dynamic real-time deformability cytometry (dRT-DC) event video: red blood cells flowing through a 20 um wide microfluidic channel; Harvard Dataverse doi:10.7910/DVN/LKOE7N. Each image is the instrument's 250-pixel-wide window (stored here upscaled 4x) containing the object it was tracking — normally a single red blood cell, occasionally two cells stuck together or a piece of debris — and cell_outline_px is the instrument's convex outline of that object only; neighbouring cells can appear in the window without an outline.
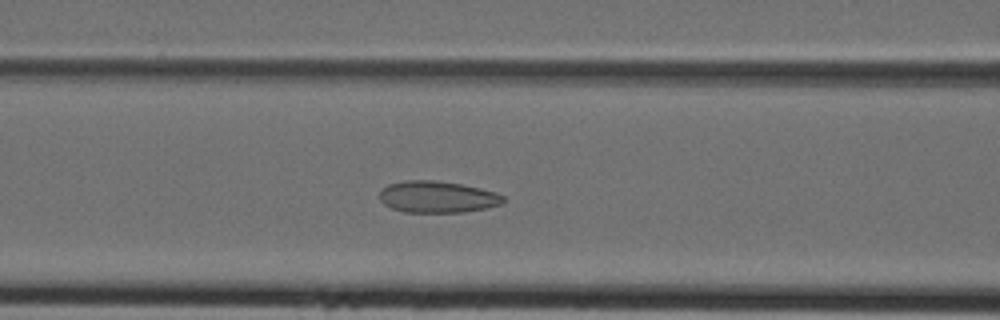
{"species": "Egyptian fruit bat (a non-hibernating species)", "species_latin": "Rousettus aegyptiacus", "temperature_condition": "cold", "stored_images_in_passage": 43, "camera_frame_rate_fps": 3000, "um_per_image_px": 0.085, "animal": {"sex": "female"}, "frame": {"image": 1, "passage_image": 18, "time_ms": 5.667, "image_size_px": [1000, 320], "cell_outline_px": [[504, 200], [500, 204], [484, 208], [464, 212], [404, 212], [392, 208], [384, 204], [380, 200], [380, 192], [388, 184], [404, 180], [432, 180], [460, 184], [480, 188], [496, 192], [504, 196]], "centroid_in_image_um": [37.16, 16.73], "position_along_channel_um": 129.4, "area_um2": 22.66}}
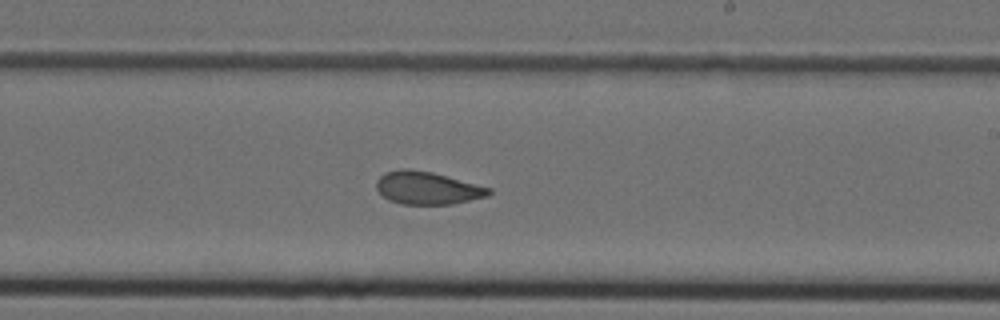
{"frame": {"image": 2, "passage_image": 26, "time_ms": 8.333, "image_size_px": [1000, 320], "cell_outline_px": [[492, 192], [488, 196], [452, 204], [400, 204], [388, 200], [376, 188], [376, 180], [384, 172], [400, 168], [408, 168], [432, 172], [492, 188]], "centroid_in_image_um": [36.31, 15.97], "position_along_channel_um": 252.7, "area_um2": 21.56}}
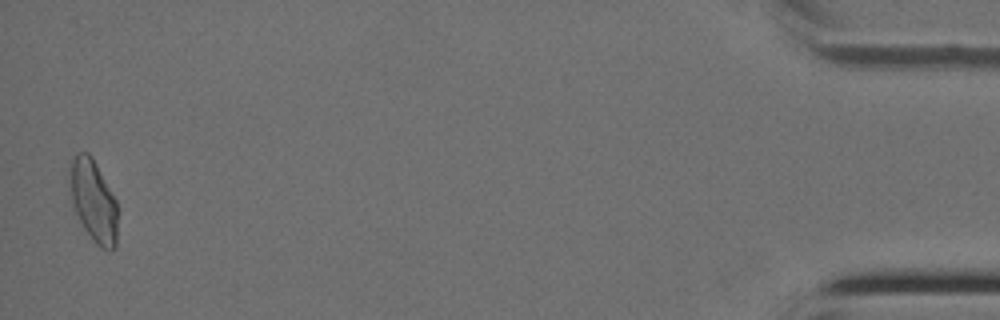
{"frame": {"image": 3, "passage_image": 43, "time_ms": 14.0, "image_size_px": [1000, 320], "cell_outline_px": [[116, 248], [100, 248], [96, 244], [84, 228], [72, 204], [68, 172], [72, 160], [76, 152], [88, 152], [92, 156], [116, 200]], "centroid_in_image_um": [7.91, 17.02], "position_along_channel_um": 427.3, "area_um2": 22.6}}